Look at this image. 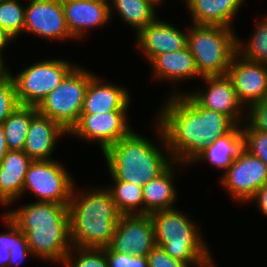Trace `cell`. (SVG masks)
<instances>
[{
  "label": "cell",
  "mask_w": 267,
  "mask_h": 267,
  "mask_svg": "<svg viewBox=\"0 0 267 267\" xmlns=\"http://www.w3.org/2000/svg\"><path fill=\"white\" fill-rule=\"evenodd\" d=\"M189 93H172L156 118L170 157L185 166L194 163L210 143L237 126L228 115L200 106Z\"/></svg>",
  "instance_id": "6da1fadb"
},
{
  "label": "cell",
  "mask_w": 267,
  "mask_h": 267,
  "mask_svg": "<svg viewBox=\"0 0 267 267\" xmlns=\"http://www.w3.org/2000/svg\"><path fill=\"white\" fill-rule=\"evenodd\" d=\"M68 205L36 201L5 214L26 235L32 255L63 263L71 247Z\"/></svg>",
  "instance_id": "7a4b0ae2"
},
{
  "label": "cell",
  "mask_w": 267,
  "mask_h": 267,
  "mask_svg": "<svg viewBox=\"0 0 267 267\" xmlns=\"http://www.w3.org/2000/svg\"><path fill=\"white\" fill-rule=\"evenodd\" d=\"M101 188V189H100ZM90 188L77 195L75 185L68 205L72 248H107L121 216L108 189Z\"/></svg>",
  "instance_id": "3957f363"
},
{
  "label": "cell",
  "mask_w": 267,
  "mask_h": 267,
  "mask_svg": "<svg viewBox=\"0 0 267 267\" xmlns=\"http://www.w3.org/2000/svg\"><path fill=\"white\" fill-rule=\"evenodd\" d=\"M156 125L155 131H158V137L161 143L163 142L162 151L161 147L157 148L152 140L142 137L133 130L103 151L111 178L134 185H144L157 178L170 165L175 164L171 157L168 158L170 153L157 121ZM163 151L168 152L169 156L165 157L166 154Z\"/></svg>",
  "instance_id": "277c9868"
},
{
  "label": "cell",
  "mask_w": 267,
  "mask_h": 267,
  "mask_svg": "<svg viewBox=\"0 0 267 267\" xmlns=\"http://www.w3.org/2000/svg\"><path fill=\"white\" fill-rule=\"evenodd\" d=\"M150 217L156 246L189 266L215 267L199 228L185 214L173 208L153 212Z\"/></svg>",
  "instance_id": "5b68a950"
},
{
  "label": "cell",
  "mask_w": 267,
  "mask_h": 267,
  "mask_svg": "<svg viewBox=\"0 0 267 267\" xmlns=\"http://www.w3.org/2000/svg\"><path fill=\"white\" fill-rule=\"evenodd\" d=\"M232 27L196 25L187 30V46L200 77L225 75L237 52V36Z\"/></svg>",
  "instance_id": "8992f818"
},
{
  "label": "cell",
  "mask_w": 267,
  "mask_h": 267,
  "mask_svg": "<svg viewBox=\"0 0 267 267\" xmlns=\"http://www.w3.org/2000/svg\"><path fill=\"white\" fill-rule=\"evenodd\" d=\"M76 66L37 106L40 114L60 124L68 133L77 124L91 72Z\"/></svg>",
  "instance_id": "52a82bcc"
},
{
  "label": "cell",
  "mask_w": 267,
  "mask_h": 267,
  "mask_svg": "<svg viewBox=\"0 0 267 267\" xmlns=\"http://www.w3.org/2000/svg\"><path fill=\"white\" fill-rule=\"evenodd\" d=\"M75 67L62 59H48L12 74L18 103L37 107Z\"/></svg>",
  "instance_id": "ba28073f"
},
{
  "label": "cell",
  "mask_w": 267,
  "mask_h": 267,
  "mask_svg": "<svg viewBox=\"0 0 267 267\" xmlns=\"http://www.w3.org/2000/svg\"><path fill=\"white\" fill-rule=\"evenodd\" d=\"M67 169L58 161L33 160L25 175L22 194L27 190L37 201L69 204L75 183Z\"/></svg>",
  "instance_id": "9c48e42d"
},
{
  "label": "cell",
  "mask_w": 267,
  "mask_h": 267,
  "mask_svg": "<svg viewBox=\"0 0 267 267\" xmlns=\"http://www.w3.org/2000/svg\"><path fill=\"white\" fill-rule=\"evenodd\" d=\"M220 180L233 199L245 203L267 183V165L242 148Z\"/></svg>",
  "instance_id": "30bf717a"
},
{
  "label": "cell",
  "mask_w": 267,
  "mask_h": 267,
  "mask_svg": "<svg viewBox=\"0 0 267 267\" xmlns=\"http://www.w3.org/2000/svg\"><path fill=\"white\" fill-rule=\"evenodd\" d=\"M154 227L150 215H121L106 252L144 256L155 247Z\"/></svg>",
  "instance_id": "8fae6325"
},
{
  "label": "cell",
  "mask_w": 267,
  "mask_h": 267,
  "mask_svg": "<svg viewBox=\"0 0 267 267\" xmlns=\"http://www.w3.org/2000/svg\"><path fill=\"white\" fill-rule=\"evenodd\" d=\"M126 118L127 111L81 114L68 135L73 134L87 141H97L103 152L132 131Z\"/></svg>",
  "instance_id": "7c38bea8"
},
{
  "label": "cell",
  "mask_w": 267,
  "mask_h": 267,
  "mask_svg": "<svg viewBox=\"0 0 267 267\" xmlns=\"http://www.w3.org/2000/svg\"><path fill=\"white\" fill-rule=\"evenodd\" d=\"M28 4L25 6L24 32L52 40L73 38L61 0H30Z\"/></svg>",
  "instance_id": "4fadbf2b"
},
{
  "label": "cell",
  "mask_w": 267,
  "mask_h": 267,
  "mask_svg": "<svg viewBox=\"0 0 267 267\" xmlns=\"http://www.w3.org/2000/svg\"><path fill=\"white\" fill-rule=\"evenodd\" d=\"M227 75L233 82L238 100L244 106L267 97V63L245 59L236 52Z\"/></svg>",
  "instance_id": "5bb4252c"
},
{
  "label": "cell",
  "mask_w": 267,
  "mask_h": 267,
  "mask_svg": "<svg viewBox=\"0 0 267 267\" xmlns=\"http://www.w3.org/2000/svg\"><path fill=\"white\" fill-rule=\"evenodd\" d=\"M205 90L193 91L189 94L200 106L228 115L237 125H242V108L238 100L231 78L225 75L205 76ZM243 120V121H242Z\"/></svg>",
  "instance_id": "9a60e30c"
},
{
  "label": "cell",
  "mask_w": 267,
  "mask_h": 267,
  "mask_svg": "<svg viewBox=\"0 0 267 267\" xmlns=\"http://www.w3.org/2000/svg\"><path fill=\"white\" fill-rule=\"evenodd\" d=\"M136 35L137 47L144 52V57L149 62L157 55L178 51L187 46L188 33L158 18Z\"/></svg>",
  "instance_id": "2e32d148"
},
{
  "label": "cell",
  "mask_w": 267,
  "mask_h": 267,
  "mask_svg": "<svg viewBox=\"0 0 267 267\" xmlns=\"http://www.w3.org/2000/svg\"><path fill=\"white\" fill-rule=\"evenodd\" d=\"M64 16L73 39L90 28L103 27L110 17V4L100 0H61Z\"/></svg>",
  "instance_id": "e0dca14e"
},
{
  "label": "cell",
  "mask_w": 267,
  "mask_h": 267,
  "mask_svg": "<svg viewBox=\"0 0 267 267\" xmlns=\"http://www.w3.org/2000/svg\"><path fill=\"white\" fill-rule=\"evenodd\" d=\"M129 92L117 84L104 83L99 76L91 73L81 114H103L111 111H127L130 106Z\"/></svg>",
  "instance_id": "ac0fdd59"
},
{
  "label": "cell",
  "mask_w": 267,
  "mask_h": 267,
  "mask_svg": "<svg viewBox=\"0 0 267 267\" xmlns=\"http://www.w3.org/2000/svg\"><path fill=\"white\" fill-rule=\"evenodd\" d=\"M64 134L69 133L60 124L37 112L31 119L23 151L32 160H52L55 143Z\"/></svg>",
  "instance_id": "d6986e66"
},
{
  "label": "cell",
  "mask_w": 267,
  "mask_h": 267,
  "mask_svg": "<svg viewBox=\"0 0 267 267\" xmlns=\"http://www.w3.org/2000/svg\"><path fill=\"white\" fill-rule=\"evenodd\" d=\"M32 161L23 150L7 152L0 162L1 205H12L19 197L21 198L25 175Z\"/></svg>",
  "instance_id": "ffe728a7"
},
{
  "label": "cell",
  "mask_w": 267,
  "mask_h": 267,
  "mask_svg": "<svg viewBox=\"0 0 267 267\" xmlns=\"http://www.w3.org/2000/svg\"><path fill=\"white\" fill-rule=\"evenodd\" d=\"M193 24L231 27L245 0H185Z\"/></svg>",
  "instance_id": "44dd1931"
},
{
  "label": "cell",
  "mask_w": 267,
  "mask_h": 267,
  "mask_svg": "<svg viewBox=\"0 0 267 267\" xmlns=\"http://www.w3.org/2000/svg\"><path fill=\"white\" fill-rule=\"evenodd\" d=\"M150 64L155 79H164L163 81L180 82L200 76L188 46L178 51L157 55Z\"/></svg>",
  "instance_id": "7402d4cb"
},
{
  "label": "cell",
  "mask_w": 267,
  "mask_h": 267,
  "mask_svg": "<svg viewBox=\"0 0 267 267\" xmlns=\"http://www.w3.org/2000/svg\"><path fill=\"white\" fill-rule=\"evenodd\" d=\"M173 165L169 166L157 178L142 185L144 214L150 215L153 212L173 209L176 201L177 191L173 185L175 178Z\"/></svg>",
  "instance_id": "603a6c76"
},
{
  "label": "cell",
  "mask_w": 267,
  "mask_h": 267,
  "mask_svg": "<svg viewBox=\"0 0 267 267\" xmlns=\"http://www.w3.org/2000/svg\"><path fill=\"white\" fill-rule=\"evenodd\" d=\"M240 126L237 125L232 131L210 143L194 162L204 160L226 171L243 148V133Z\"/></svg>",
  "instance_id": "cb8c5ba5"
},
{
  "label": "cell",
  "mask_w": 267,
  "mask_h": 267,
  "mask_svg": "<svg viewBox=\"0 0 267 267\" xmlns=\"http://www.w3.org/2000/svg\"><path fill=\"white\" fill-rule=\"evenodd\" d=\"M110 3H113L109 5L110 17L112 8L115 7L116 13L120 15L122 21L136 29V34L158 18L155 13V7L158 5L151 0H113Z\"/></svg>",
  "instance_id": "d4e9b609"
},
{
  "label": "cell",
  "mask_w": 267,
  "mask_h": 267,
  "mask_svg": "<svg viewBox=\"0 0 267 267\" xmlns=\"http://www.w3.org/2000/svg\"><path fill=\"white\" fill-rule=\"evenodd\" d=\"M37 112L36 106L19 104L4 120L3 129L9 150H23L31 119Z\"/></svg>",
  "instance_id": "484cf974"
},
{
  "label": "cell",
  "mask_w": 267,
  "mask_h": 267,
  "mask_svg": "<svg viewBox=\"0 0 267 267\" xmlns=\"http://www.w3.org/2000/svg\"><path fill=\"white\" fill-rule=\"evenodd\" d=\"M113 180L112 187L107 189L112 195L117 210L121 215L144 214V200L142 185ZM140 207V208H139Z\"/></svg>",
  "instance_id": "4316f807"
},
{
  "label": "cell",
  "mask_w": 267,
  "mask_h": 267,
  "mask_svg": "<svg viewBox=\"0 0 267 267\" xmlns=\"http://www.w3.org/2000/svg\"><path fill=\"white\" fill-rule=\"evenodd\" d=\"M257 22L250 40L244 43L237 38V53L245 59L267 63V17ZM245 44V45H243Z\"/></svg>",
  "instance_id": "83f0119b"
},
{
  "label": "cell",
  "mask_w": 267,
  "mask_h": 267,
  "mask_svg": "<svg viewBox=\"0 0 267 267\" xmlns=\"http://www.w3.org/2000/svg\"><path fill=\"white\" fill-rule=\"evenodd\" d=\"M20 0H0V28L13 39L24 31L25 7Z\"/></svg>",
  "instance_id": "f1b7e54d"
},
{
  "label": "cell",
  "mask_w": 267,
  "mask_h": 267,
  "mask_svg": "<svg viewBox=\"0 0 267 267\" xmlns=\"http://www.w3.org/2000/svg\"><path fill=\"white\" fill-rule=\"evenodd\" d=\"M72 249L78 255L75 259ZM62 264L64 267H109L105 248H71Z\"/></svg>",
  "instance_id": "f546056e"
},
{
  "label": "cell",
  "mask_w": 267,
  "mask_h": 267,
  "mask_svg": "<svg viewBox=\"0 0 267 267\" xmlns=\"http://www.w3.org/2000/svg\"><path fill=\"white\" fill-rule=\"evenodd\" d=\"M249 106V107H248ZM246 123L242 124V130H256L267 133V97L247 105ZM249 111V112H248ZM244 126V127H243Z\"/></svg>",
  "instance_id": "4dcf8cb0"
},
{
  "label": "cell",
  "mask_w": 267,
  "mask_h": 267,
  "mask_svg": "<svg viewBox=\"0 0 267 267\" xmlns=\"http://www.w3.org/2000/svg\"><path fill=\"white\" fill-rule=\"evenodd\" d=\"M242 133L243 148L267 165V133L256 130H242Z\"/></svg>",
  "instance_id": "1f68e13d"
},
{
  "label": "cell",
  "mask_w": 267,
  "mask_h": 267,
  "mask_svg": "<svg viewBox=\"0 0 267 267\" xmlns=\"http://www.w3.org/2000/svg\"><path fill=\"white\" fill-rule=\"evenodd\" d=\"M18 105L15 84L11 77L0 83V124L4 122Z\"/></svg>",
  "instance_id": "d6a6232c"
},
{
  "label": "cell",
  "mask_w": 267,
  "mask_h": 267,
  "mask_svg": "<svg viewBox=\"0 0 267 267\" xmlns=\"http://www.w3.org/2000/svg\"><path fill=\"white\" fill-rule=\"evenodd\" d=\"M149 267H190L187 263L171 257L163 248L155 246L147 255Z\"/></svg>",
  "instance_id": "836d02e7"
},
{
  "label": "cell",
  "mask_w": 267,
  "mask_h": 267,
  "mask_svg": "<svg viewBox=\"0 0 267 267\" xmlns=\"http://www.w3.org/2000/svg\"><path fill=\"white\" fill-rule=\"evenodd\" d=\"M32 254L29 249L26 235L23 233L14 243V246H11L10 250V262L8 266H19L23 260L26 259V256Z\"/></svg>",
  "instance_id": "e575fe53"
},
{
  "label": "cell",
  "mask_w": 267,
  "mask_h": 267,
  "mask_svg": "<svg viewBox=\"0 0 267 267\" xmlns=\"http://www.w3.org/2000/svg\"><path fill=\"white\" fill-rule=\"evenodd\" d=\"M3 220L9 230L8 232L6 231V233L0 234V247L11 250V246H14L15 241L23 234V232L6 214L3 215Z\"/></svg>",
  "instance_id": "d590c367"
},
{
  "label": "cell",
  "mask_w": 267,
  "mask_h": 267,
  "mask_svg": "<svg viewBox=\"0 0 267 267\" xmlns=\"http://www.w3.org/2000/svg\"><path fill=\"white\" fill-rule=\"evenodd\" d=\"M109 267H129L130 254L120 252H106Z\"/></svg>",
  "instance_id": "8d00e7d4"
},
{
  "label": "cell",
  "mask_w": 267,
  "mask_h": 267,
  "mask_svg": "<svg viewBox=\"0 0 267 267\" xmlns=\"http://www.w3.org/2000/svg\"><path fill=\"white\" fill-rule=\"evenodd\" d=\"M249 201L256 202L261 214L267 216V183L264 184Z\"/></svg>",
  "instance_id": "74e56055"
},
{
  "label": "cell",
  "mask_w": 267,
  "mask_h": 267,
  "mask_svg": "<svg viewBox=\"0 0 267 267\" xmlns=\"http://www.w3.org/2000/svg\"><path fill=\"white\" fill-rule=\"evenodd\" d=\"M9 148L4 135L3 123L0 124V162L3 160Z\"/></svg>",
  "instance_id": "f35d334b"
},
{
  "label": "cell",
  "mask_w": 267,
  "mask_h": 267,
  "mask_svg": "<svg viewBox=\"0 0 267 267\" xmlns=\"http://www.w3.org/2000/svg\"><path fill=\"white\" fill-rule=\"evenodd\" d=\"M129 267H149L148 259L144 256H133L130 254V266Z\"/></svg>",
  "instance_id": "ab89813d"
},
{
  "label": "cell",
  "mask_w": 267,
  "mask_h": 267,
  "mask_svg": "<svg viewBox=\"0 0 267 267\" xmlns=\"http://www.w3.org/2000/svg\"><path fill=\"white\" fill-rule=\"evenodd\" d=\"M2 54H0V83L5 81L8 78H11V71L4 64H6L3 60Z\"/></svg>",
  "instance_id": "60d3db41"
},
{
  "label": "cell",
  "mask_w": 267,
  "mask_h": 267,
  "mask_svg": "<svg viewBox=\"0 0 267 267\" xmlns=\"http://www.w3.org/2000/svg\"><path fill=\"white\" fill-rule=\"evenodd\" d=\"M10 262V250L0 247V267H8Z\"/></svg>",
  "instance_id": "b9f144b4"
},
{
  "label": "cell",
  "mask_w": 267,
  "mask_h": 267,
  "mask_svg": "<svg viewBox=\"0 0 267 267\" xmlns=\"http://www.w3.org/2000/svg\"><path fill=\"white\" fill-rule=\"evenodd\" d=\"M13 38L0 28V54H3V49L10 44Z\"/></svg>",
  "instance_id": "7bdbcfd3"
},
{
  "label": "cell",
  "mask_w": 267,
  "mask_h": 267,
  "mask_svg": "<svg viewBox=\"0 0 267 267\" xmlns=\"http://www.w3.org/2000/svg\"><path fill=\"white\" fill-rule=\"evenodd\" d=\"M151 1H153L155 4H160L163 0H151Z\"/></svg>",
  "instance_id": "ee69618b"
},
{
  "label": "cell",
  "mask_w": 267,
  "mask_h": 267,
  "mask_svg": "<svg viewBox=\"0 0 267 267\" xmlns=\"http://www.w3.org/2000/svg\"><path fill=\"white\" fill-rule=\"evenodd\" d=\"M100 1H103V2H106V3L110 4L109 2L113 1V0H110V1L109 0H100Z\"/></svg>",
  "instance_id": "f6af8a7d"
}]
</instances>
